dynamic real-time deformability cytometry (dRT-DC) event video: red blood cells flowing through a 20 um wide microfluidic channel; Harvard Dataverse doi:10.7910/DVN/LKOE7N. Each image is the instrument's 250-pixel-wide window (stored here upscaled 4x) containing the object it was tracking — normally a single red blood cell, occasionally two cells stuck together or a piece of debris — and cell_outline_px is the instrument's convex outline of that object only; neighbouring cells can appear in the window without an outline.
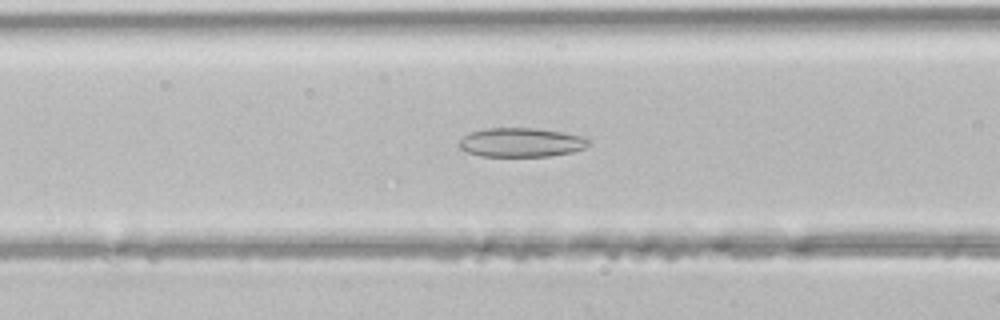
{"species": "common noctule bat (a hibernating species)", "species_latin": "Nyctalus noctula", "temperature_condition": "room temperature", "stored_images_in_passage": 45, "camera_frame_rate_fps": 3000, "um_per_image_px": 0.085, "animal": {"sex": "male", "body_mass_g": 21.5, "forearm_length_mm": 52.0}, "frame": {"image": 1, "passage_image": 17, "time_ms": 5.333, "image_size_px": [1000, 320], "cell_outline_px": [[588, 144], [584, 148], [572, 152], [548, 156], [480, 156], [468, 152], [460, 148], [456, 144], [464, 136], [472, 132], [484, 128], [536, 128], [564, 132], [580, 136], [588, 140]], "centroid_in_image_um": [44.26, 12.1], "position_along_channel_um": 122.3, "area_um2": 21.85}}
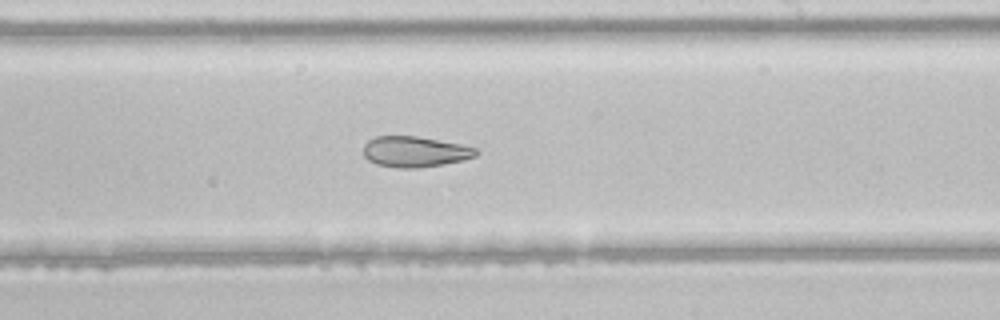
{"frame": {"image": 2, "passage_image": 26, "time_ms": 8.333, "image_size_px": [1000, 320], "cell_outline_px": [[476, 156], [464, 160], [420, 168], [396, 168], [376, 164], [368, 160], [364, 156], [364, 144], [368, 140], [376, 136], [416, 136], [460, 144], [476, 148]], "centroid_in_image_um": [35.23, 12.9], "position_along_channel_um": 253.8, "area_um2": 20.11}}
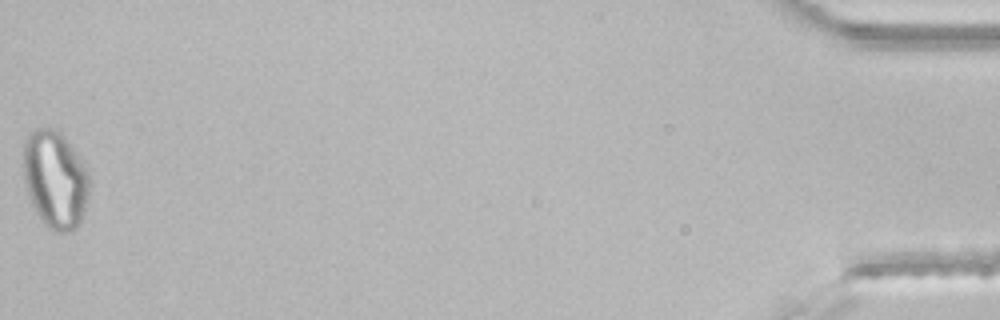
{"frame": {"image": 3, "passage_image": 45, "time_ms": 14.667, "image_size_px": [1000, 320], "cell_outline_px": [[88, 196], [84, 212], [80, 224], [72, 232], [56, 232], [48, 228], [44, 224], [36, 212], [32, 204], [24, 184], [24, 144], [28, 136], [36, 128], [52, 128], [60, 132], [64, 136], [84, 160], [88, 172]], "centroid_in_image_um": [4.71, 15.27], "position_along_channel_um": 430.5, "area_um2": 37.8}}